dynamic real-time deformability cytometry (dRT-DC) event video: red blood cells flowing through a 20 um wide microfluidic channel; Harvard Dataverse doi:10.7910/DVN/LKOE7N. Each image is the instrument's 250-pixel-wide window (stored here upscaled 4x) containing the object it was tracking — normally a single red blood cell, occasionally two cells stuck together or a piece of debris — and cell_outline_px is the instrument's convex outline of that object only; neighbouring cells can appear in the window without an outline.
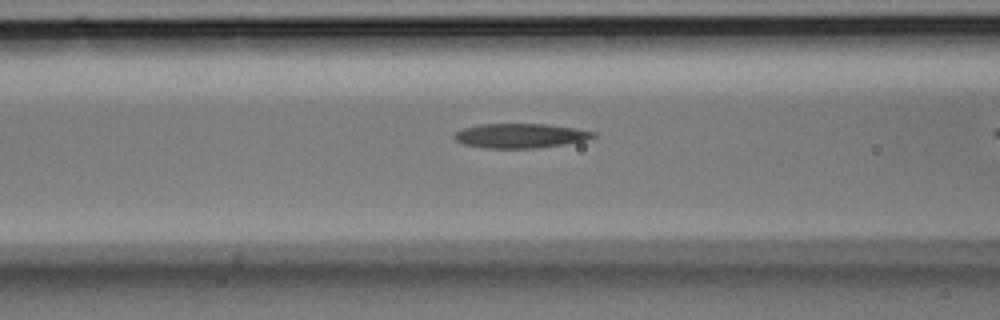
{"species": "Egyptian fruit bat (a non-hibernating species)", "species_latin": "Rousettus aegyptiacus", "temperature_condition": "room temperature", "stored_images_in_passage": 32, "camera_frame_rate_fps": 3000, "um_per_image_px": 0.085, "animal": {"sex": "male"}, "frame": {"image": 1, "passage_image": 15, "time_ms": 4.667, "image_size_px": [1000, 320], "cell_outline_px": [[596, 136], [584, 140], [564, 144], [536, 148], [484, 148], [464, 144], [456, 140], [452, 136], [456, 132], [464, 128], [480, 124], [544, 124], [576, 128], [596, 132]], "centroid_in_image_um": [44.22, 11.53], "position_along_channel_um": 122.4, "area_um2": 19.71}}
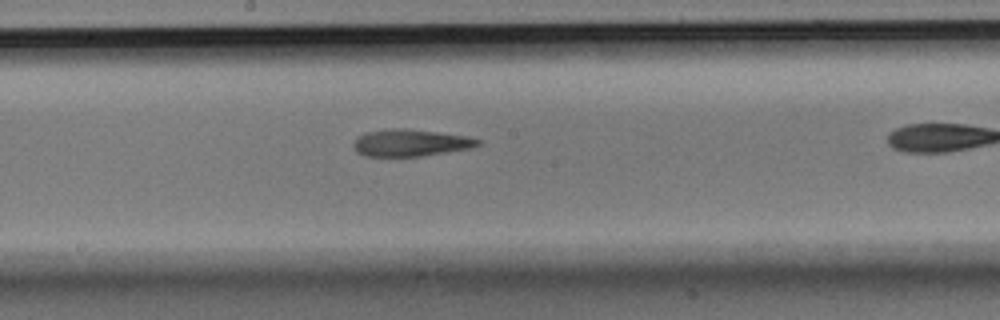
{"frame": {"image": 2, "passage_image": 21, "time_ms": 6.667, "image_size_px": [1000, 320], "cell_outline_px": [[484, 144], [472, 148], [420, 156], [364, 156], [356, 152], [352, 144], [360, 136], [368, 132], [396, 128], [404, 128], [468, 136], [484, 140]], "centroid_in_image_um": [34.97, 12.14], "position_along_channel_um": 213.2, "area_um2": 19.54}}
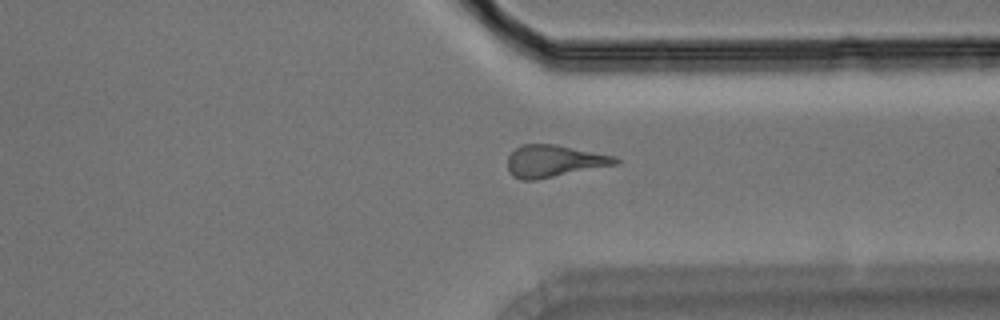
{"frame": {"image": 3, "passage_image": 31, "time_ms": 10.0, "image_size_px": [1000, 320], "cell_outline_px": [[620, 164], [536, 180], [520, 180], [512, 176], [508, 172], [508, 156], [520, 144], [556, 144], [616, 156], [620, 160]], "centroid_in_image_um": [47.11, 13.7], "position_along_channel_um": 364.3, "area_um2": 20.46}}